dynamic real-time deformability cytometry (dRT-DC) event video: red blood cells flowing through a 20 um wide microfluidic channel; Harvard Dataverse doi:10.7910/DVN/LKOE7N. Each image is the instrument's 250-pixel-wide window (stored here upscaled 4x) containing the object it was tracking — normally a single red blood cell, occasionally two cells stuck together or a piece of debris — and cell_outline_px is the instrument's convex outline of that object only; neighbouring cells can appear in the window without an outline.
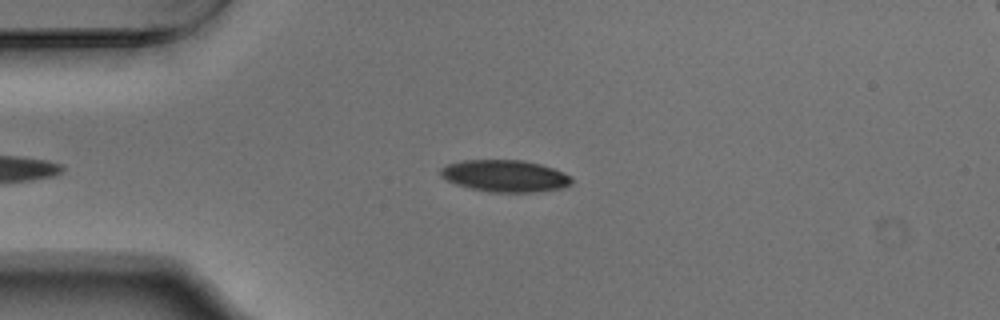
{"species": "Egyptian fruit bat (a non-hibernating species)", "species_latin": "Rousettus aegyptiacus", "temperature_condition": "warm", "stored_images_in_passage": 39, "camera_frame_rate_fps": 3000, "um_per_image_px": 0.085, "animal": {"sex": "male"}, "frame": {"image": 1, "passage_image": 3, "time_ms": 0.667, "image_size_px": [1000, 320], "cell_outline_px": [[572, 184], [560, 188], [536, 192], [488, 192], [456, 184], [440, 176], [440, 168], [448, 164], [464, 160], [524, 160], [540, 164], [564, 172], [572, 176]], "centroid_in_image_um": [42.94, 14.95], "position_along_channel_um": 42.1, "area_um2": 24.33}}
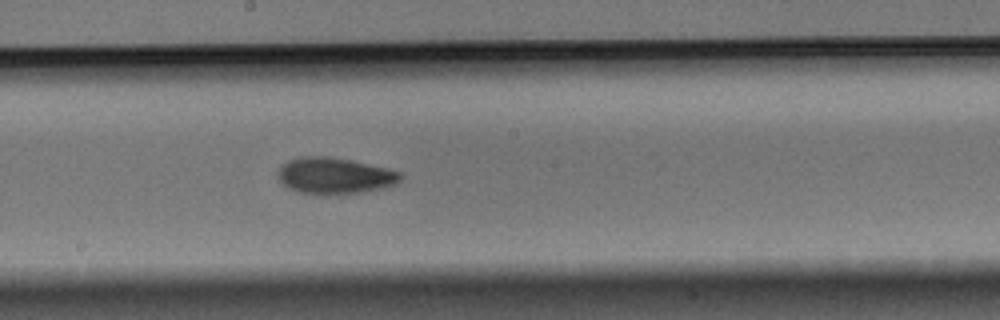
{"frame": {"image": 2, "passage_image": 19, "time_ms": 6.0, "image_size_px": [1000, 320], "cell_outline_px": [[404, 176], [396, 184], [380, 188], [360, 192], [324, 196], [300, 192], [288, 188], [280, 180], [276, 172], [288, 160], [300, 156], [324, 156], [348, 160], [388, 168], [400, 172]], "centroid_in_image_um": [28.43, 14.95], "position_along_channel_um": 219.8, "area_um2": 25.95}}
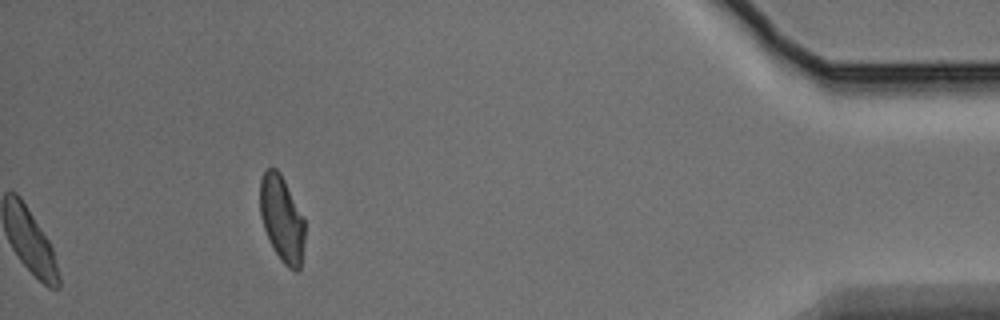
{"frame": {"image": 3, "passage_image": 39, "time_ms": 12.667, "image_size_px": [1000, 320], "cell_outline_px": [[304, 240], [300, 268], [296, 272], [288, 268], [280, 260], [264, 228], [260, 216], [260, 180], [264, 172], [268, 168], [276, 168], [280, 172], [304, 220]], "centroid_in_image_um": [23.95, 18.61], "position_along_channel_um": 411.3, "area_um2": 22.02}, "authors_computed_cell_mechanics": {"area_um2": 24.3338, "velocity_mm_per_s": 3.75, "shape_relaxation_time_tau1_ms": 2.8894, "shape_relaxation_time_tau2_ms": 6.1589, "deformation_change_tau1": 0.1284, "deformation_change_tau2": 0.116}}